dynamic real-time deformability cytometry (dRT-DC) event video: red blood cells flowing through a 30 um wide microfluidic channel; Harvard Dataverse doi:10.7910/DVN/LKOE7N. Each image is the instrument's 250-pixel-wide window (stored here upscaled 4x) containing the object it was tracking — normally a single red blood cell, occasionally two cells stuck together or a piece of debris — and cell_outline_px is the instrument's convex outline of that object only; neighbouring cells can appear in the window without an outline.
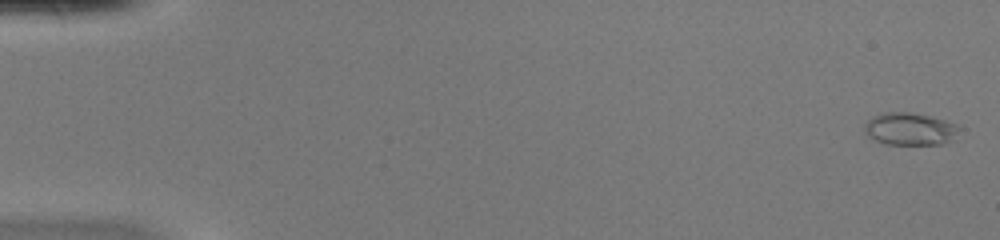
{"species": "common noctule bat (a hibernating species)", "species_latin": "Nyctalus noctula", "temperature_condition": "warm", "stored_images_in_passage": 51, "camera_frame_rate_fps": 3000, "um_per_image_px": 0.085, "animal": {"sex": "female", "body_mass_g": 20.0, "forearm_length_mm": 54.0}, "frame": {"image": 1, "passage_image": 1, "time_ms": 0.0, "image_size_px": [1000, 240], "cell_outline_px": [[960, 128], [944, 144], [884, 144], [868, 136], [864, 132], [864, 124], [872, 116], [884, 112], [908, 112], [932, 116], [956, 124]], "centroid_in_image_um": [77.27, 10.95], "position_along_channel_um": 7.7, "area_um2": 17.74}}
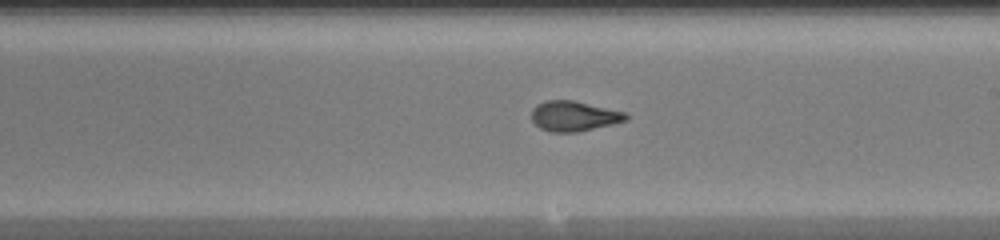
{"frame": {"image": 2, "passage_image": 30, "time_ms": 9.667, "image_size_px": [1000, 240], "cell_outline_px": [[628, 120], [612, 124], [576, 132], [552, 132], [540, 128], [532, 120], [532, 108], [536, 104], [544, 100], [572, 100], [628, 112]], "centroid_in_image_um": [48.79, 9.85], "position_along_channel_um": 240.2, "area_um2": 16.65}}
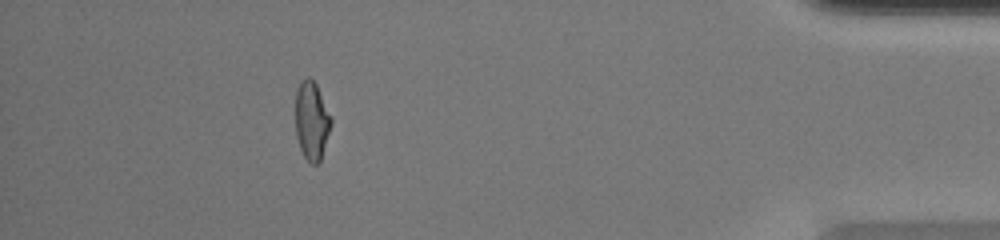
{"frame": {"image": 3, "passage_image": 46, "time_ms": 15.0, "image_size_px": [1000, 240], "cell_outline_px": [[332, 124], [320, 164], [312, 164], [304, 156], [300, 148], [296, 136], [296, 88], [308, 76], [316, 84], [332, 116]], "centroid_in_image_um": [26.52, 10.29], "position_along_channel_um": 408.7, "area_um2": 16.42}, "authors_computed_cell_mechanics": {"area_um2": 16.9354, "velocity_mm_per_s": 4.1082, "shape_relaxation_time_tau1_ms": 9.9132, "shape_relaxation_time_tau2_ms": 0.9766, "deformation_change_tau1": 0.3083, "deformation_change_tau2": 0.0803}}